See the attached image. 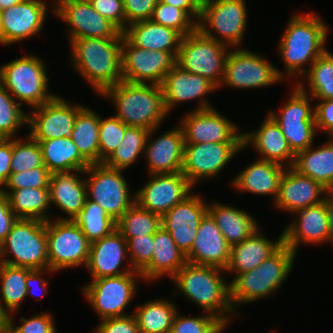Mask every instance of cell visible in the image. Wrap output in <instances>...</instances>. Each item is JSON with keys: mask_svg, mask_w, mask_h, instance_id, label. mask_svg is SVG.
Wrapping results in <instances>:
<instances>
[{"mask_svg": "<svg viewBox=\"0 0 333 333\" xmlns=\"http://www.w3.org/2000/svg\"><path fill=\"white\" fill-rule=\"evenodd\" d=\"M123 38H80L71 42L75 70L101 95L122 79Z\"/></svg>", "mask_w": 333, "mask_h": 333, "instance_id": "cell-1", "label": "cell"}, {"mask_svg": "<svg viewBox=\"0 0 333 333\" xmlns=\"http://www.w3.org/2000/svg\"><path fill=\"white\" fill-rule=\"evenodd\" d=\"M221 271L225 270L187 262L172 280L180 293L227 325L230 321L228 313L233 315L235 311L230 300V283L223 279Z\"/></svg>", "mask_w": 333, "mask_h": 333, "instance_id": "cell-2", "label": "cell"}, {"mask_svg": "<svg viewBox=\"0 0 333 333\" xmlns=\"http://www.w3.org/2000/svg\"><path fill=\"white\" fill-rule=\"evenodd\" d=\"M101 96L114 102L115 116L127 126L151 131L157 129L169 114L165 109L162 86L158 84L122 80L108 87Z\"/></svg>", "mask_w": 333, "mask_h": 333, "instance_id": "cell-3", "label": "cell"}, {"mask_svg": "<svg viewBox=\"0 0 333 333\" xmlns=\"http://www.w3.org/2000/svg\"><path fill=\"white\" fill-rule=\"evenodd\" d=\"M313 13L294 14L289 19L279 42V55L286 67L285 77L294 74L305 75L304 64L311 66L327 51L325 42L328 37V27L323 19Z\"/></svg>", "mask_w": 333, "mask_h": 333, "instance_id": "cell-4", "label": "cell"}, {"mask_svg": "<svg viewBox=\"0 0 333 333\" xmlns=\"http://www.w3.org/2000/svg\"><path fill=\"white\" fill-rule=\"evenodd\" d=\"M295 256L296 253L283 244L253 270L235 275L230 282V300L234 310L236 304L263 299L281 287L292 270Z\"/></svg>", "mask_w": 333, "mask_h": 333, "instance_id": "cell-5", "label": "cell"}, {"mask_svg": "<svg viewBox=\"0 0 333 333\" xmlns=\"http://www.w3.org/2000/svg\"><path fill=\"white\" fill-rule=\"evenodd\" d=\"M0 262L31 270L48 269L46 222L17 219L0 245Z\"/></svg>", "mask_w": 333, "mask_h": 333, "instance_id": "cell-6", "label": "cell"}, {"mask_svg": "<svg viewBox=\"0 0 333 333\" xmlns=\"http://www.w3.org/2000/svg\"><path fill=\"white\" fill-rule=\"evenodd\" d=\"M47 68L42 59L26 55L0 67V83L14 97L34 108L50 101Z\"/></svg>", "mask_w": 333, "mask_h": 333, "instance_id": "cell-7", "label": "cell"}, {"mask_svg": "<svg viewBox=\"0 0 333 333\" xmlns=\"http://www.w3.org/2000/svg\"><path fill=\"white\" fill-rule=\"evenodd\" d=\"M229 46L205 37L198 29L182 37L176 65L189 73L198 74L217 88L222 83Z\"/></svg>", "mask_w": 333, "mask_h": 333, "instance_id": "cell-8", "label": "cell"}, {"mask_svg": "<svg viewBox=\"0 0 333 333\" xmlns=\"http://www.w3.org/2000/svg\"><path fill=\"white\" fill-rule=\"evenodd\" d=\"M87 198L99 204L114 221H117L135 202L122 170L104 163L90 164L84 171Z\"/></svg>", "mask_w": 333, "mask_h": 333, "instance_id": "cell-9", "label": "cell"}, {"mask_svg": "<svg viewBox=\"0 0 333 333\" xmlns=\"http://www.w3.org/2000/svg\"><path fill=\"white\" fill-rule=\"evenodd\" d=\"M298 82L295 85L292 95L284 106L281 113L270 112L269 115L281 128L287 142L296 155L300 151L313 146L314 135L316 134V124L314 118V107L311 106L307 90Z\"/></svg>", "mask_w": 333, "mask_h": 333, "instance_id": "cell-10", "label": "cell"}, {"mask_svg": "<svg viewBox=\"0 0 333 333\" xmlns=\"http://www.w3.org/2000/svg\"><path fill=\"white\" fill-rule=\"evenodd\" d=\"M49 269L87 265L91 242L74 220L46 221Z\"/></svg>", "mask_w": 333, "mask_h": 333, "instance_id": "cell-11", "label": "cell"}, {"mask_svg": "<svg viewBox=\"0 0 333 333\" xmlns=\"http://www.w3.org/2000/svg\"><path fill=\"white\" fill-rule=\"evenodd\" d=\"M246 11L244 0H212L200 13L197 29L207 38L240 47L247 26Z\"/></svg>", "mask_w": 333, "mask_h": 333, "instance_id": "cell-12", "label": "cell"}, {"mask_svg": "<svg viewBox=\"0 0 333 333\" xmlns=\"http://www.w3.org/2000/svg\"><path fill=\"white\" fill-rule=\"evenodd\" d=\"M136 277L142 278V275L134 270L119 276L93 279L82 288L101 320L131 315L124 313V310L137 291Z\"/></svg>", "mask_w": 333, "mask_h": 333, "instance_id": "cell-13", "label": "cell"}, {"mask_svg": "<svg viewBox=\"0 0 333 333\" xmlns=\"http://www.w3.org/2000/svg\"><path fill=\"white\" fill-rule=\"evenodd\" d=\"M284 73L263 56L237 47L228 52L220 87L227 85L232 88L252 89L269 86L284 80Z\"/></svg>", "mask_w": 333, "mask_h": 333, "instance_id": "cell-14", "label": "cell"}, {"mask_svg": "<svg viewBox=\"0 0 333 333\" xmlns=\"http://www.w3.org/2000/svg\"><path fill=\"white\" fill-rule=\"evenodd\" d=\"M121 64L124 81L161 85L176 65V57L171 52L136 47L123 34Z\"/></svg>", "mask_w": 333, "mask_h": 333, "instance_id": "cell-15", "label": "cell"}, {"mask_svg": "<svg viewBox=\"0 0 333 333\" xmlns=\"http://www.w3.org/2000/svg\"><path fill=\"white\" fill-rule=\"evenodd\" d=\"M83 108L84 106L79 104L72 106L67 100L55 95L28 114V135L33 140L70 137L77 114Z\"/></svg>", "mask_w": 333, "mask_h": 333, "instance_id": "cell-16", "label": "cell"}, {"mask_svg": "<svg viewBox=\"0 0 333 333\" xmlns=\"http://www.w3.org/2000/svg\"><path fill=\"white\" fill-rule=\"evenodd\" d=\"M242 148V143H185L181 172L194 186L199 179L201 181L219 174Z\"/></svg>", "mask_w": 333, "mask_h": 333, "instance_id": "cell-17", "label": "cell"}, {"mask_svg": "<svg viewBox=\"0 0 333 333\" xmlns=\"http://www.w3.org/2000/svg\"><path fill=\"white\" fill-rule=\"evenodd\" d=\"M52 11L67 23L70 41L80 38H123V33L101 16L89 1L65 0Z\"/></svg>", "mask_w": 333, "mask_h": 333, "instance_id": "cell-18", "label": "cell"}, {"mask_svg": "<svg viewBox=\"0 0 333 333\" xmlns=\"http://www.w3.org/2000/svg\"><path fill=\"white\" fill-rule=\"evenodd\" d=\"M143 187L136 191V203L160 216L191 194L193 185L182 172L152 174Z\"/></svg>", "mask_w": 333, "mask_h": 333, "instance_id": "cell-19", "label": "cell"}, {"mask_svg": "<svg viewBox=\"0 0 333 333\" xmlns=\"http://www.w3.org/2000/svg\"><path fill=\"white\" fill-rule=\"evenodd\" d=\"M180 122L185 143H242L243 133H238L236 125L214 110L213 106L203 110L194 109Z\"/></svg>", "mask_w": 333, "mask_h": 333, "instance_id": "cell-20", "label": "cell"}, {"mask_svg": "<svg viewBox=\"0 0 333 333\" xmlns=\"http://www.w3.org/2000/svg\"><path fill=\"white\" fill-rule=\"evenodd\" d=\"M202 199L190 194L161 216L162 227L185 255L191 250L200 222L208 212V204Z\"/></svg>", "mask_w": 333, "mask_h": 333, "instance_id": "cell-21", "label": "cell"}, {"mask_svg": "<svg viewBox=\"0 0 333 333\" xmlns=\"http://www.w3.org/2000/svg\"><path fill=\"white\" fill-rule=\"evenodd\" d=\"M47 11L43 0H24L1 10V44L17 43L41 32Z\"/></svg>", "mask_w": 333, "mask_h": 333, "instance_id": "cell-22", "label": "cell"}, {"mask_svg": "<svg viewBox=\"0 0 333 333\" xmlns=\"http://www.w3.org/2000/svg\"><path fill=\"white\" fill-rule=\"evenodd\" d=\"M294 213L298 216L283 231V241L286 246L296 253L303 242L307 244L330 242L327 196L321 204L299 209Z\"/></svg>", "mask_w": 333, "mask_h": 333, "instance_id": "cell-23", "label": "cell"}, {"mask_svg": "<svg viewBox=\"0 0 333 333\" xmlns=\"http://www.w3.org/2000/svg\"><path fill=\"white\" fill-rule=\"evenodd\" d=\"M154 131L156 128L149 131L144 149L148 172L150 175L181 172L185 145L182 127L170 129L150 141Z\"/></svg>", "mask_w": 333, "mask_h": 333, "instance_id": "cell-24", "label": "cell"}, {"mask_svg": "<svg viewBox=\"0 0 333 333\" xmlns=\"http://www.w3.org/2000/svg\"><path fill=\"white\" fill-rule=\"evenodd\" d=\"M231 246L209 212L202 218L187 262L225 269L230 259Z\"/></svg>", "mask_w": 333, "mask_h": 333, "instance_id": "cell-25", "label": "cell"}, {"mask_svg": "<svg viewBox=\"0 0 333 333\" xmlns=\"http://www.w3.org/2000/svg\"><path fill=\"white\" fill-rule=\"evenodd\" d=\"M164 97V105L167 112H170L177 103L201 99L196 110L212 108L207 100L202 98L217 87L208 79L181 70L175 65L166 75L161 84Z\"/></svg>", "mask_w": 333, "mask_h": 333, "instance_id": "cell-26", "label": "cell"}, {"mask_svg": "<svg viewBox=\"0 0 333 333\" xmlns=\"http://www.w3.org/2000/svg\"><path fill=\"white\" fill-rule=\"evenodd\" d=\"M328 192L317 181L299 174L292 167H287L280 181L279 194L274 204L281 210L295 212L321 204Z\"/></svg>", "mask_w": 333, "mask_h": 333, "instance_id": "cell-27", "label": "cell"}, {"mask_svg": "<svg viewBox=\"0 0 333 333\" xmlns=\"http://www.w3.org/2000/svg\"><path fill=\"white\" fill-rule=\"evenodd\" d=\"M126 257L128 258L127 241L114 229L108 236L91 243L86 267L93 279L119 276L134 271L126 268L119 270Z\"/></svg>", "mask_w": 333, "mask_h": 333, "instance_id": "cell-28", "label": "cell"}, {"mask_svg": "<svg viewBox=\"0 0 333 333\" xmlns=\"http://www.w3.org/2000/svg\"><path fill=\"white\" fill-rule=\"evenodd\" d=\"M243 148L251 144L262 156L260 159L292 167L295 154L275 120L268 114L257 131L242 134Z\"/></svg>", "mask_w": 333, "mask_h": 333, "instance_id": "cell-29", "label": "cell"}, {"mask_svg": "<svg viewBox=\"0 0 333 333\" xmlns=\"http://www.w3.org/2000/svg\"><path fill=\"white\" fill-rule=\"evenodd\" d=\"M278 240L271 241L262 236L258 229L252 236L241 243L231 246L230 259L225 272H235V275L251 271L264 260L274 254L283 244V232Z\"/></svg>", "mask_w": 333, "mask_h": 333, "instance_id": "cell-30", "label": "cell"}, {"mask_svg": "<svg viewBox=\"0 0 333 333\" xmlns=\"http://www.w3.org/2000/svg\"><path fill=\"white\" fill-rule=\"evenodd\" d=\"M285 168L287 167L278 163L257 158L235 176L231 185L235 186L239 193L272 194L275 202Z\"/></svg>", "mask_w": 333, "mask_h": 333, "instance_id": "cell-31", "label": "cell"}, {"mask_svg": "<svg viewBox=\"0 0 333 333\" xmlns=\"http://www.w3.org/2000/svg\"><path fill=\"white\" fill-rule=\"evenodd\" d=\"M75 172L52 173L50 176V205H56L68 215V218L59 217L58 220H74L84 207L87 198L85 179Z\"/></svg>", "mask_w": 333, "mask_h": 333, "instance_id": "cell-32", "label": "cell"}, {"mask_svg": "<svg viewBox=\"0 0 333 333\" xmlns=\"http://www.w3.org/2000/svg\"><path fill=\"white\" fill-rule=\"evenodd\" d=\"M186 263L185 253L178 248L171 234L161 226L154 234L151 262L140 273L142 279L150 282L163 275L172 278Z\"/></svg>", "mask_w": 333, "mask_h": 333, "instance_id": "cell-33", "label": "cell"}, {"mask_svg": "<svg viewBox=\"0 0 333 333\" xmlns=\"http://www.w3.org/2000/svg\"><path fill=\"white\" fill-rule=\"evenodd\" d=\"M123 34L136 47L171 52L175 57L183 37L175 29L154 23L152 20L131 23Z\"/></svg>", "mask_w": 333, "mask_h": 333, "instance_id": "cell-34", "label": "cell"}, {"mask_svg": "<svg viewBox=\"0 0 333 333\" xmlns=\"http://www.w3.org/2000/svg\"><path fill=\"white\" fill-rule=\"evenodd\" d=\"M35 141L40 145L43 164L51 173L76 171L83 174L90 166L70 137Z\"/></svg>", "mask_w": 333, "mask_h": 333, "instance_id": "cell-35", "label": "cell"}, {"mask_svg": "<svg viewBox=\"0 0 333 333\" xmlns=\"http://www.w3.org/2000/svg\"><path fill=\"white\" fill-rule=\"evenodd\" d=\"M292 168L333 192V137L318 148L310 146L298 152Z\"/></svg>", "mask_w": 333, "mask_h": 333, "instance_id": "cell-36", "label": "cell"}, {"mask_svg": "<svg viewBox=\"0 0 333 333\" xmlns=\"http://www.w3.org/2000/svg\"><path fill=\"white\" fill-rule=\"evenodd\" d=\"M208 212L230 246L241 243L260 229L257 221L245 210L213 202L208 204Z\"/></svg>", "mask_w": 333, "mask_h": 333, "instance_id": "cell-37", "label": "cell"}, {"mask_svg": "<svg viewBox=\"0 0 333 333\" xmlns=\"http://www.w3.org/2000/svg\"><path fill=\"white\" fill-rule=\"evenodd\" d=\"M8 203L18 219H36L43 222L50 220L48 208H50L49 188H23L12 191H4Z\"/></svg>", "mask_w": 333, "mask_h": 333, "instance_id": "cell-38", "label": "cell"}, {"mask_svg": "<svg viewBox=\"0 0 333 333\" xmlns=\"http://www.w3.org/2000/svg\"><path fill=\"white\" fill-rule=\"evenodd\" d=\"M99 123L100 115L84 107L76 117L70 138L80 155L89 163H99Z\"/></svg>", "mask_w": 333, "mask_h": 333, "instance_id": "cell-39", "label": "cell"}, {"mask_svg": "<svg viewBox=\"0 0 333 333\" xmlns=\"http://www.w3.org/2000/svg\"><path fill=\"white\" fill-rule=\"evenodd\" d=\"M168 300H152L136 308L133 313L140 333H169L177 311Z\"/></svg>", "mask_w": 333, "mask_h": 333, "instance_id": "cell-40", "label": "cell"}, {"mask_svg": "<svg viewBox=\"0 0 333 333\" xmlns=\"http://www.w3.org/2000/svg\"><path fill=\"white\" fill-rule=\"evenodd\" d=\"M32 270L0 262V282L3 308L11 315L15 313L27 296L26 277ZM4 302V304H3ZM5 305V306H4Z\"/></svg>", "mask_w": 333, "mask_h": 333, "instance_id": "cell-41", "label": "cell"}, {"mask_svg": "<svg viewBox=\"0 0 333 333\" xmlns=\"http://www.w3.org/2000/svg\"><path fill=\"white\" fill-rule=\"evenodd\" d=\"M161 216L143 209L136 202L116 221L124 238L154 235L161 227Z\"/></svg>", "mask_w": 333, "mask_h": 333, "instance_id": "cell-42", "label": "cell"}, {"mask_svg": "<svg viewBox=\"0 0 333 333\" xmlns=\"http://www.w3.org/2000/svg\"><path fill=\"white\" fill-rule=\"evenodd\" d=\"M74 221L91 243L108 236L116 229V221L99 204L88 198Z\"/></svg>", "mask_w": 333, "mask_h": 333, "instance_id": "cell-43", "label": "cell"}, {"mask_svg": "<svg viewBox=\"0 0 333 333\" xmlns=\"http://www.w3.org/2000/svg\"><path fill=\"white\" fill-rule=\"evenodd\" d=\"M149 130L141 127L128 126L122 142L115 152L104 162L110 168L124 170L138 159L144 152Z\"/></svg>", "mask_w": 333, "mask_h": 333, "instance_id": "cell-44", "label": "cell"}, {"mask_svg": "<svg viewBox=\"0 0 333 333\" xmlns=\"http://www.w3.org/2000/svg\"><path fill=\"white\" fill-rule=\"evenodd\" d=\"M305 76L309 81L308 92L312 99H333V54L330 51L318 57Z\"/></svg>", "mask_w": 333, "mask_h": 333, "instance_id": "cell-45", "label": "cell"}, {"mask_svg": "<svg viewBox=\"0 0 333 333\" xmlns=\"http://www.w3.org/2000/svg\"><path fill=\"white\" fill-rule=\"evenodd\" d=\"M0 83V138H15V132L26 126L28 113Z\"/></svg>", "mask_w": 333, "mask_h": 333, "instance_id": "cell-46", "label": "cell"}, {"mask_svg": "<svg viewBox=\"0 0 333 333\" xmlns=\"http://www.w3.org/2000/svg\"><path fill=\"white\" fill-rule=\"evenodd\" d=\"M26 138L25 140L22 138H12L11 173L23 172L37 167H46L43 164L39 143L29 135Z\"/></svg>", "mask_w": 333, "mask_h": 333, "instance_id": "cell-47", "label": "cell"}, {"mask_svg": "<svg viewBox=\"0 0 333 333\" xmlns=\"http://www.w3.org/2000/svg\"><path fill=\"white\" fill-rule=\"evenodd\" d=\"M151 20L178 31L183 37L197 30V22L185 11L157 1Z\"/></svg>", "mask_w": 333, "mask_h": 333, "instance_id": "cell-48", "label": "cell"}, {"mask_svg": "<svg viewBox=\"0 0 333 333\" xmlns=\"http://www.w3.org/2000/svg\"><path fill=\"white\" fill-rule=\"evenodd\" d=\"M128 126L116 116L103 119L99 123V163H104L122 142Z\"/></svg>", "mask_w": 333, "mask_h": 333, "instance_id": "cell-49", "label": "cell"}, {"mask_svg": "<svg viewBox=\"0 0 333 333\" xmlns=\"http://www.w3.org/2000/svg\"><path fill=\"white\" fill-rule=\"evenodd\" d=\"M128 250V270L141 272L150 262L153 255L154 235L125 238Z\"/></svg>", "mask_w": 333, "mask_h": 333, "instance_id": "cell-50", "label": "cell"}, {"mask_svg": "<svg viewBox=\"0 0 333 333\" xmlns=\"http://www.w3.org/2000/svg\"><path fill=\"white\" fill-rule=\"evenodd\" d=\"M176 313L169 333H215L223 323L207 313L200 317H185Z\"/></svg>", "mask_w": 333, "mask_h": 333, "instance_id": "cell-51", "label": "cell"}, {"mask_svg": "<svg viewBox=\"0 0 333 333\" xmlns=\"http://www.w3.org/2000/svg\"><path fill=\"white\" fill-rule=\"evenodd\" d=\"M51 174L46 167L11 173L4 187L9 191L23 188H48Z\"/></svg>", "mask_w": 333, "mask_h": 333, "instance_id": "cell-52", "label": "cell"}, {"mask_svg": "<svg viewBox=\"0 0 333 333\" xmlns=\"http://www.w3.org/2000/svg\"><path fill=\"white\" fill-rule=\"evenodd\" d=\"M12 315L9 316V326L12 333H57L54 319L49 313H41L26 319L21 317L22 324L14 326Z\"/></svg>", "mask_w": 333, "mask_h": 333, "instance_id": "cell-53", "label": "cell"}, {"mask_svg": "<svg viewBox=\"0 0 333 333\" xmlns=\"http://www.w3.org/2000/svg\"><path fill=\"white\" fill-rule=\"evenodd\" d=\"M91 6L114 24L122 33L126 30V15L123 0H90Z\"/></svg>", "mask_w": 333, "mask_h": 333, "instance_id": "cell-54", "label": "cell"}, {"mask_svg": "<svg viewBox=\"0 0 333 333\" xmlns=\"http://www.w3.org/2000/svg\"><path fill=\"white\" fill-rule=\"evenodd\" d=\"M158 0H123L126 28L129 24L151 20Z\"/></svg>", "mask_w": 333, "mask_h": 333, "instance_id": "cell-55", "label": "cell"}, {"mask_svg": "<svg viewBox=\"0 0 333 333\" xmlns=\"http://www.w3.org/2000/svg\"><path fill=\"white\" fill-rule=\"evenodd\" d=\"M95 333H140L133 314L124 317L102 319Z\"/></svg>", "mask_w": 333, "mask_h": 333, "instance_id": "cell-56", "label": "cell"}, {"mask_svg": "<svg viewBox=\"0 0 333 333\" xmlns=\"http://www.w3.org/2000/svg\"><path fill=\"white\" fill-rule=\"evenodd\" d=\"M316 129L323 130L333 137V99L320 100L314 107Z\"/></svg>", "mask_w": 333, "mask_h": 333, "instance_id": "cell-57", "label": "cell"}, {"mask_svg": "<svg viewBox=\"0 0 333 333\" xmlns=\"http://www.w3.org/2000/svg\"><path fill=\"white\" fill-rule=\"evenodd\" d=\"M11 160L12 138H0V191L11 174Z\"/></svg>", "mask_w": 333, "mask_h": 333, "instance_id": "cell-58", "label": "cell"}, {"mask_svg": "<svg viewBox=\"0 0 333 333\" xmlns=\"http://www.w3.org/2000/svg\"><path fill=\"white\" fill-rule=\"evenodd\" d=\"M17 219V216L9 206L6 194L0 191V245L11 231Z\"/></svg>", "mask_w": 333, "mask_h": 333, "instance_id": "cell-59", "label": "cell"}, {"mask_svg": "<svg viewBox=\"0 0 333 333\" xmlns=\"http://www.w3.org/2000/svg\"><path fill=\"white\" fill-rule=\"evenodd\" d=\"M45 271L53 273V270L51 269H41V270H32L26 277V288H27V293L26 295H30V296H36L35 294V289H34V285L35 283H38L40 285V289L41 291L45 292L46 288L48 287V282L46 281V279L41 278L42 274L45 273ZM42 293V292H41ZM35 294V295H33Z\"/></svg>", "mask_w": 333, "mask_h": 333, "instance_id": "cell-60", "label": "cell"}, {"mask_svg": "<svg viewBox=\"0 0 333 333\" xmlns=\"http://www.w3.org/2000/svg\"><path fill=\"white\" fill-rule=\"evenodd\" d=\"M169 5H173L177 8L185 10L192 18L195 17L198 23L200 18V12L190 3L189 0H160Z\"/></svg>", "mask_w": 333, "mask_h": 333, "instance_id": "cell-61", "label": "cell"}, {"mask_svg": "<svg viewBox=\"0 0 333 333\" xmlns=\"http://www.w3.org/2000/svg\"><path fill=\"white\" fill-rule=\"evenodd\" d=\"M327 209L329 215L330 241L333 242V192L327 193Z\"/></svg>", "mask_w": 333, "mask_h": 333, "instance_id": "cell-62", "label": "cell"}, {"mask_svg": "<svg viewBox=\"0 0 333 333\" xmlns=\"http://www.w3.org/2000/svg\"><path fill=\"white\" fill-rule=\"evenodd\" d=\"M190 3L201 13L212 0H189Z\"/></svg>", "mask_w": 333, "mask_h": 333, "instance_id": "cell-63", "label": "cell"}, {"mask_svg": "<svg viewBox=\"0 0 333 333\" xmlns=\"http://www.w3.org/2000/svg\"><path fill=\"white\" fill-rule=\"evenodd\" d=\"M9 313L3 308L0 301V325H9Z\"/></svg>", "mask_w": 333, "mask_h": 333, "instance_id": "cell-64", "label": "cell"}, {"mask_svg": "<svg viewBox=\"0 0 333 333\" xmlns=\"http://www.w3.org/2000/svg\"><path fill=\"white\" fill-rule=\"evenodd\" d=\"M24 0H0V10H4L13 5L19 4Z\"/></svg>", "mask_w": 333, "mask_h": 333, "instance_id": "cell-65", "label": "cell"}, {"mask_svg": "<svg viewBox=\"0 0 333 333\" xmlns=\"http://www.w3.org/2000/svg\"><path fill=\"white\" fill-rule=\"evenodd\" d=\"M0 333H10L9 325H0Z\"/></svg>", "mask_w": 333, "mask_h": 333, "instance_id": "cell-66", "label": "cell"}, {"mask_svg": "<svg viewBox=\"0 0 333 333\" xmlns=\"http://www.w3.org/2000/svg\"><path fill=\"white\" fill-rule=\"evenodd\" d=\"M225 327H227L226 324L221 325L215 333H223L222 331H224Z\"/></svg>", "mask_w": 333, "mask_h": 333, "instance_id": "cell-67", "label": "cell"}, {"mask_svg": "<svg viewBox=\"0 0 333 333\" xmlns=\"http://www.w3.org/2000/svg\"><path fill=\"white\" fill-rule=\"evenodd\" d=\"M62 1H65V0H55V4L56 5H53L52 9L57 6L59 3H61Z\"/></svg>", "mask_w": 333, "mask_h": 333, "instance_id": "cell-68", "label": "cell"}, {"mask_svg": "<svg viewBox=\"0 0 333 333\" xmlns=\"http://www.w3.org/2000/svg\"><path fill=\"white\" fill-rule=\"evenodd\" d=\"M1 17H2V15H1V10H0V43H1Z\"/></svg>", "mask_w": 333, "mask_h": 333, "instance_id": "cell-69", "label": "cell"}]
</instances>
